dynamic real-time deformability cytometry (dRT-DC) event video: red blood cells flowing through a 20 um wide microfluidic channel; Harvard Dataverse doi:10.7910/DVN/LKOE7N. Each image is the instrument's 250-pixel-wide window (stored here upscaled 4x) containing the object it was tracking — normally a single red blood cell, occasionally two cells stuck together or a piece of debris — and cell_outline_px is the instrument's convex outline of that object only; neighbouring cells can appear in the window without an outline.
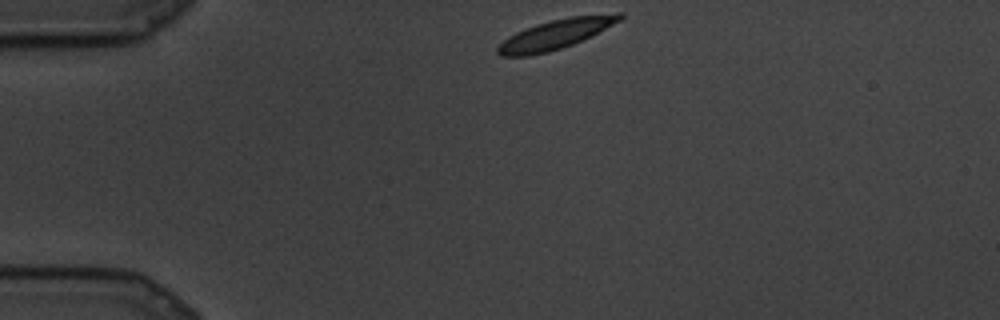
{"species": "common noctule bat (a hibernating species)", "species_latin": "Nyctalus noctula", "temperature_condition": "cold", "stored_images_in_passage": 56, "camera_frame_rate_fps": 3000, "um_per_image_px": 0.085, "animal": {"sex": "male", "body_mass_g": 19.5, "forearm_length_mm": 54.6}, "frame": {"image": 1, "passage_image": 1, "time_ms": 0.0, "image_size_px": [1000, 320], "cell_outline_px": [[624, 16], [620, 20], [592, 36], [572, 44], [548, 52], [528, 56], [500, 56], [496, 52], [496, 48], [504, 40], [516, 32], [552, 20], [568, 16], [616, 12], [624, 12]], "centroid_in_image_um": [47.28, 2.9], "position_along_channel_um": 37.7, "area_um2": 20.92}}
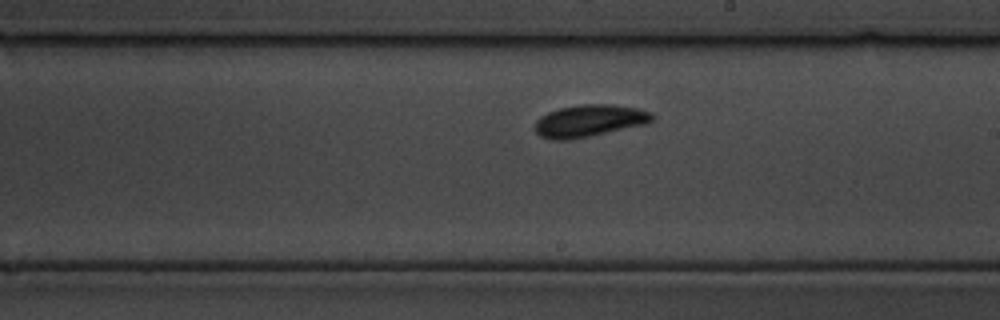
{"frame": {"image": 2, "passage_image": 33, "time_ms": 10.667, "image_size_px": [1000, 320], "cell_outline_px": [[656, 116], [648, 124], [568, 140], [552, 140], [540, 136], [532, 128], [536, 120], [540, 116], [548, 112], [560, 108], [584, 104], [612, 104], [636, 108], [652, 112]], "centroid_in_image_um": [50.08, 10.27], "position_along_channel_um": 238.9, "area_um2": 22.08}}
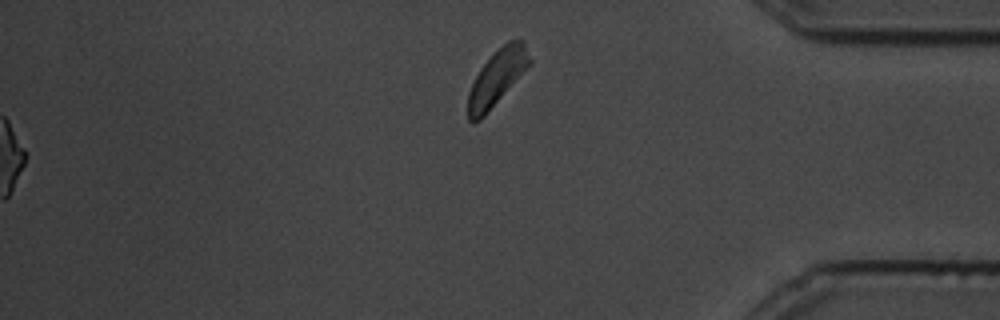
{"frame": {"image": 3, "passage_image": 56, "time_ms": 18.333, "image_size_px": [1000, 320], "cell_outline_px": [[532, 64], [484, 116], [480, 120], [472, 124], [468, 120], [468, 92], [480, 68], [508, 40], [524, 40], [532, 60]], "centroid_in_image_um": [42.27, 6.62], "position_along_channel_um": 392.9, "area_um2": 19.83}}